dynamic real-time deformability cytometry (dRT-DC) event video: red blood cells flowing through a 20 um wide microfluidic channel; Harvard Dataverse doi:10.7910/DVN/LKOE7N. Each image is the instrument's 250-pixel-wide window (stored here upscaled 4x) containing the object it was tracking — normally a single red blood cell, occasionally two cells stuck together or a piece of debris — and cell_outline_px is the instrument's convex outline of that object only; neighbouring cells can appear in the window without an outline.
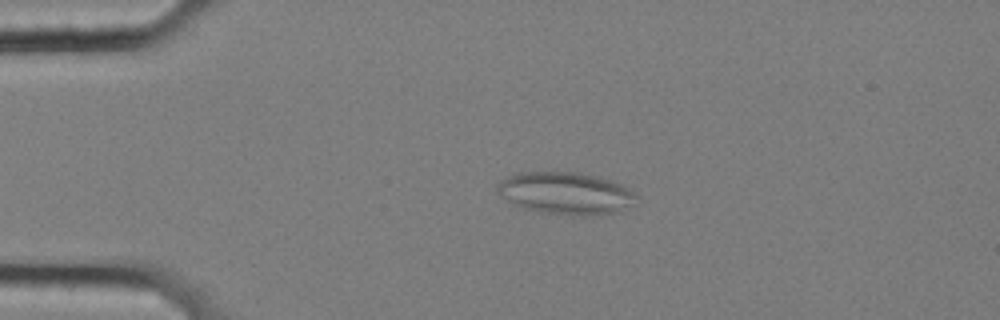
{"species": "common noctule bat (a hibernating species)", "species_latin": "Nyctalus noctula", "temperature_condition": "cold", "stored_images_in_passage": 57, "segment_of_instrument_passage": [1, 2], "camera_frame_rate_fps": 3000, "um_per_image_px": 0.085, "animal": {"sex": "female", "body_mass_g": 25.1}, "frame": {"image": 1, "passage_image": 12, "time_ms": 3.667, "image_size_px": [1000, 320], "cell_outline_px": [[640, 196], [620, 212], [584, 216], [572, 216], [540, 212], [524, 208], [512, 204], [496, 192], [496, 184], [500, 180], [508, 176], [520, 172], [580, 172], [612, 180], [628, 188]], "centroid_in_image_um": [48.07, 16.43], "position_along_channel_um": 36.9, "area_um2": 34.56}}